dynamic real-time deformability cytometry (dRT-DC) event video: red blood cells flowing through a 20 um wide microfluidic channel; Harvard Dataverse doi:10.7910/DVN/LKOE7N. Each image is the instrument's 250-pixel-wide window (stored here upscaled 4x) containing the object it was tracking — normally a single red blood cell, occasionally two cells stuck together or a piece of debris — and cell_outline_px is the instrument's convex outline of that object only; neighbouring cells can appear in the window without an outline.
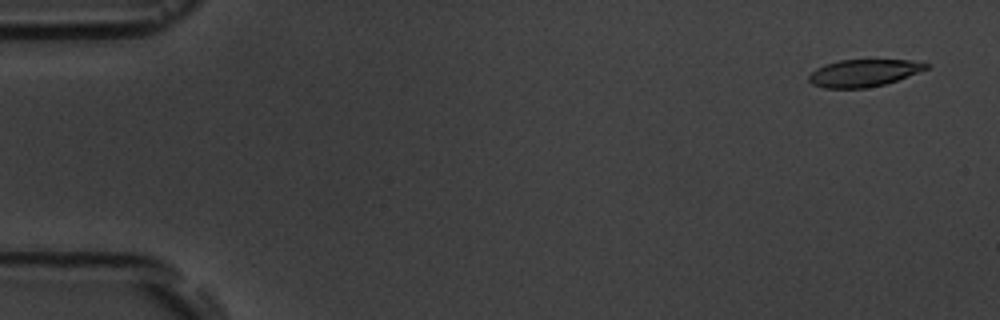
{"species": "common noctule bat (a hibernating species)", "species_latin": "Nyctalus noctula", "temperature_condition": "room temperature", "stored_images_in_passage": 5, "camera_frame_rate_fps": 3000, "um_per_image_px": 0.085, "animal": {"sex": "male", "body_mass_g": 19.5, "forearm_length_mm": 54.6}, "frame": {"image": 1, "passage_image": 1, "time_ms": 0.0, "image_size_px": [1000, 320], "cell_outline_px": [[932, 64], [928, 68], [896, 80], [884, 84], [864, 88], [824, 88], [812, 84], [808, 80], [808, 76], [816, 68], [824, 64], [840, 60], [908, 60]], "centroid_in_image_um": [73.37, 6.2], "position_along_channel_um": 11.6, "area_um2": 18.44}}
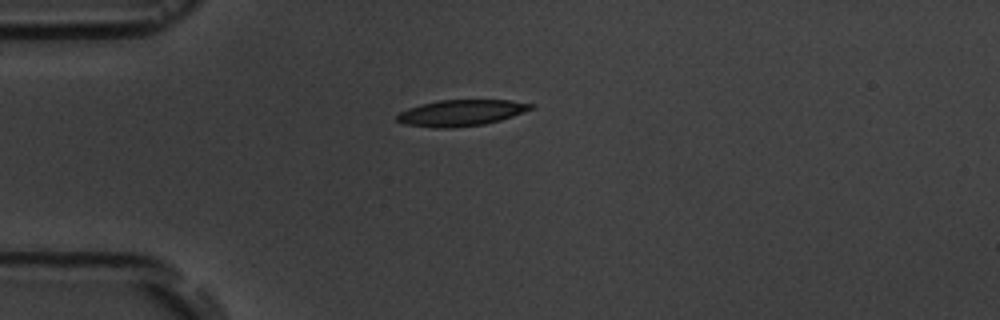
{"frame": {"image": 2, "passage_image": 4, "time_ms": 4.0, "image_size_px": [1000, 320], "cell_outline_px": [[536, 104], [532, 108], [524, 112], [500, 120], [484, 124], [452, 128], [432, 128], [404, 124], [396, 120], [396, 116], [400, 112], [408, 108], [420, 104], [436, 100], [508, 100]], "centroid_in_image_um": [39.16, 9.59], "position_along_channel_um": 45.8, "area_um2": 20.52}}